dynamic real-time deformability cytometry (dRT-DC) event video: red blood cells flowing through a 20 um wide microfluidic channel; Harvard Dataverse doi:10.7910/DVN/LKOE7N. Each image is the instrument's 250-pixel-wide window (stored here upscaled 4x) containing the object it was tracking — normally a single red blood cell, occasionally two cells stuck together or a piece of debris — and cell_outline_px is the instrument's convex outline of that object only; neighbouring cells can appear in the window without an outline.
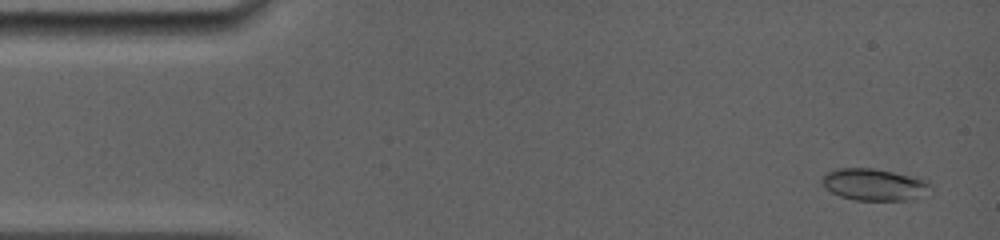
{"species": "common noctule bat (a hibernating species)", "species_latin": "Nyctalus noctula", "temperature_condition": "room temperature", "stored_images_in_passage": 15, "camera_frame_rate_fps": 5000, "um_per_image_px": 0.085, "animal": {"sex": "female", "body_mass_g": 19.0, "forearm_length_mm": 56.7}, "frame": {"image": 1, "passage_image": 1, "time_ms": 0.0, "image_size_px": [1000, 240], "cell_outline_px": [[932, 196], [908, 200], [856, 200], [840, 196], [824, 188], [820, 180], [824, 172], [840, 168], [872, 168], [912, 176], [928, 180], [932, 188]], "centroid_in_image_um": [74.37, 15.7], "position_along_channel_um": 10.6, "area_um2": 20.69}}
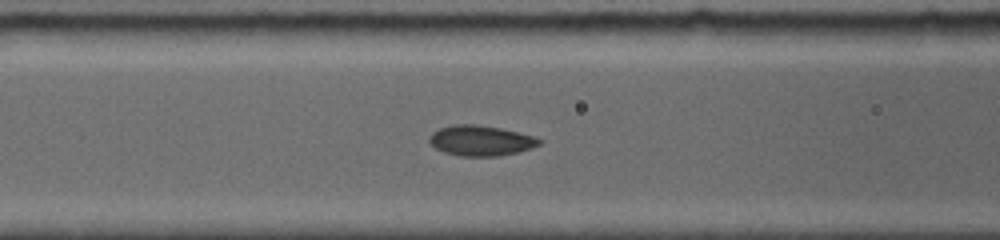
{"frame": {"image": 2, "passage_image": 11, "time_ms": 5.6, "image_size_px": [1000, 240], "cell_outline_px": [[544, 140], [540, 144], [532, 148], [516, 152], [496, 156], [460, 156], [444, 152], [436, 148], [428, 140], [428, 136], [432, 132], [440, 128], [452, 124], [476, 124], [500, 128], [536, 136]], "centroid_in_image_um": [40.87, 11.94], "position_along_channel_um": 125.7, "area_um2": 19.54}}
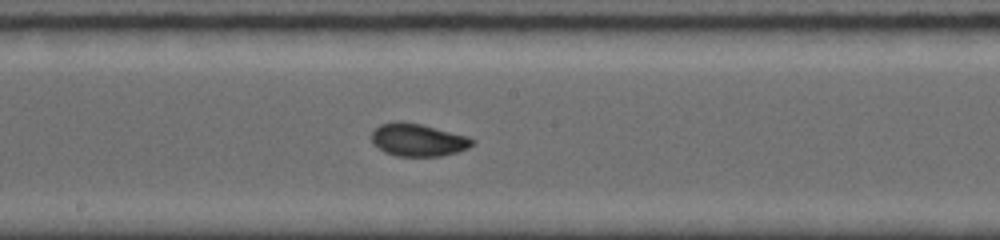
{"frame": {"image": 3, "passage_image": 15, "time_ms": 7.8, "image_size_px": [1000, 240], "cell_outline_px": [[476, 140], [468, 148], [456, 152], [440, 156], [396, 156], [384, 152], [372, 140], [372, 132], [380, 124], [392, 120], [400, 120], [420, 124], [468, 136]], "centroid_in_image_um": [35.52, 11.88], "position_along_channel_um": 212.7, "area_um2": 19.13}}